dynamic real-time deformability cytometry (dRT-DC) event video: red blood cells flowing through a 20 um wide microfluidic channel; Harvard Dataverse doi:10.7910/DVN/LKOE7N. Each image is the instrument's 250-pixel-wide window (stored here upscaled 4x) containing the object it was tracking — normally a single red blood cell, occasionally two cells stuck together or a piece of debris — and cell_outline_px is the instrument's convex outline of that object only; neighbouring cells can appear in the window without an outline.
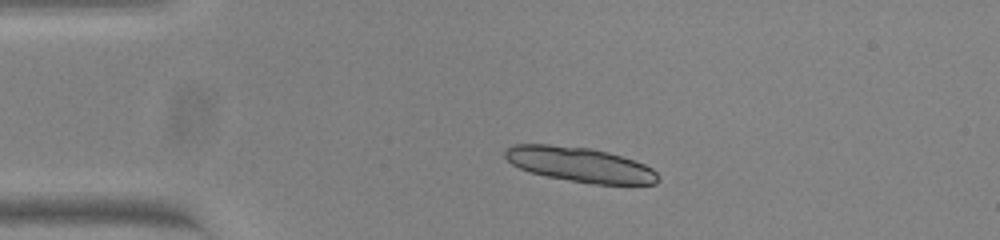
{"species": "common noctule bat (a hibernating species)", "species_latin": "Nyctalus noctula", "temperature_condition": "warm", "stored_images_in_passage": 43, "camera_frame_rate_fps": 3000, "um_per_image_px": 0.085, "animal": {"sex": "female", "body_mass_g": 23.0, "forearm_length_mm": 53.4}, "frame": {"image": 1, "passage_image": 1, "time_ms": 0.0, "image_size_px": [1000, 240], "cell_outline_px": [[660, 180], [656, 184], [592, 184], [548, 176], [532, 172], [520, 168], [512, 164], [504, 156], [504, 148], [512, 144], [548, 144], [588, 148], [608, 152], [644, 164], [652, 168], [656, 172]], "centroid_in_image_um": [49.28, 13.98], "position_along_channel_um": 35.7, "area_um2": 30.81}, "authors_computed_cell_mechanics": {"area_um2": 18.9006, "velocity_mm_per_s": 3.7872, "shape_relaxation_time_tau1_ms": 1.3142, "shape_relaxation_time_tau2_ms": null, "deformation_change_tau1": 0.1001, "deformation_change_tau2": null}}